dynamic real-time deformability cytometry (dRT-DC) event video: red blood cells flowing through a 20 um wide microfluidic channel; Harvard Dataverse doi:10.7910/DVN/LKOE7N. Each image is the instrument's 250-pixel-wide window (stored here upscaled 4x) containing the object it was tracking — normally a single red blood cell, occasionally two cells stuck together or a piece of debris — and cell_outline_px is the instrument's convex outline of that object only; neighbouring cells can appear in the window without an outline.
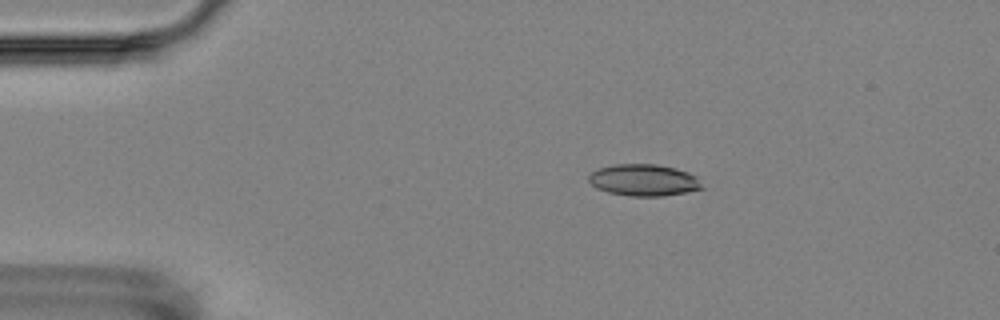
{"species": "Egyptian fruit bat (a non-hibernating species)", "species_latin": "Rousettus aegyptiacus", "temperature_condition": "room temperature", "stored_images_in_passage": 4, "camera_frame_rate_fps": 3000, "um_per_image_px": 0.085, "animal": {"sex": "female"}, "frame": {"image": 1, "passage_image": 3, "time_ms": 2.333, "image_size_px": [1000, 320], "cell_outline_px": [[704, 188], [664, 196], [628, 196], [608, 192], [596, 188], [588, 180], [588, 176], [592, 172], [600, 168], [612, 164], [656, 164], [676, 168], [688, 172], [696, 176]], "centroid_in_image_um": [54.71, 15.31], "position_along_channel_um": 30.3, "area_um2": 20.92}}